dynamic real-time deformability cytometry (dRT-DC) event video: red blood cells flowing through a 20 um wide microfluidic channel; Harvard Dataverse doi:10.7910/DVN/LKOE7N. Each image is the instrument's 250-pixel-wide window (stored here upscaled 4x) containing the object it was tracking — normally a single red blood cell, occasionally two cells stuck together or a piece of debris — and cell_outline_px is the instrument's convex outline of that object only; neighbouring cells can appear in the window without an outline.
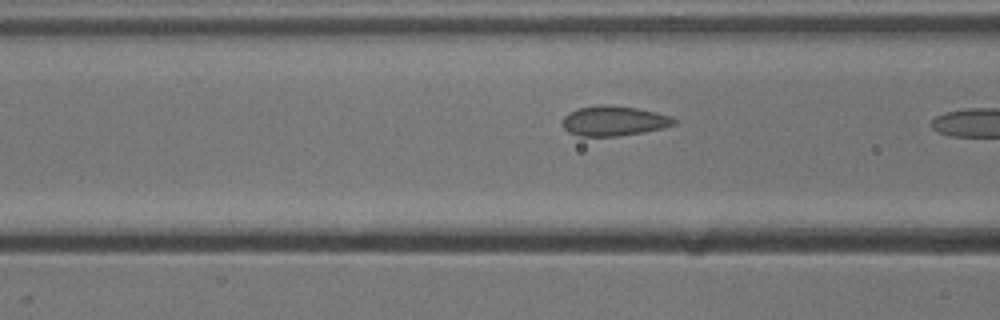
{"species": "common noctule bat (a hibernating species)", "species_latin": "Nyctalus noctula", "temperature_condition": "cold", "stored_images_in_passage": 7, "camera_frame_rate_fps": 3000, "um_per_image_px": 0.085, "animal": {"sex": "male", "body_mass_g": 13.3}, "frame": {"image": 1, "passage_image": 6, "time_ms": 1.667, "image_size_px": [1000, 320], "cell_outline_px": [[676, 124], [644, 132], [616, 136], [580, 136], [568, 132], [564, 128], [564, 116], [568, 112], [580, 108], [604, 104], [608, 104], [636, 108], [656, 112], [672, 116], [676, 120]], "centroid_in_image_um": [52.19, 10.27], "position_along_channel_um": 114.4, "area_um2": 19.31}}